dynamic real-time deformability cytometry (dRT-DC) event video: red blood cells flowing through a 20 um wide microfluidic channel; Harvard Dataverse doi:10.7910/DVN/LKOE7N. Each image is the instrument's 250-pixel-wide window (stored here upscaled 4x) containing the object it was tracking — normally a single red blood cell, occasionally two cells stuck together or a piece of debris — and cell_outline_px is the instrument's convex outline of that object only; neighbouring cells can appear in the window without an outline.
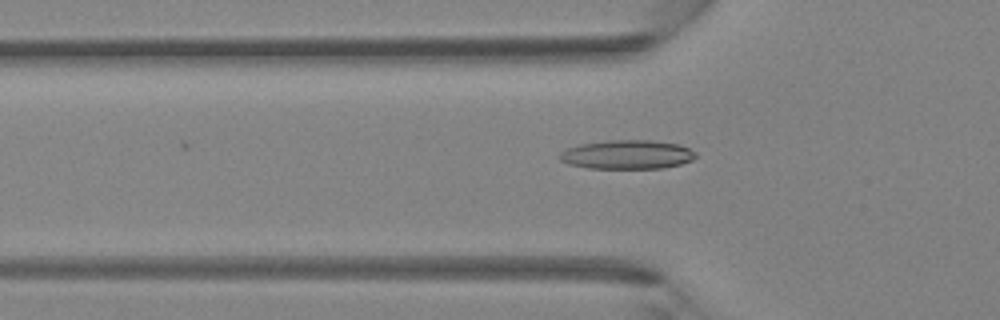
{"species": "Egyptian fruit bat (a non-hibernating species)", "species_latin": "Rousettus aegyptiacus", "temperature_condition": "room temperature", "stored_images_in_passage": 19, "camera_frame_rate_fps": 3000, "um_per_image_px": 0.085, "animal": {"sex": "female"}, "frame": {"image": 1, "passage_image": 4, "time_ms": 1.0, "image_size_px": [1000, 320], "cell_outline_px": [[696, 156], [692, 160], [680, 164], [660, 168], [588, 168], [568, 164], [560, 160], [560, 152], [564, 148], [580, 144], [608, 140], [652, 140], [676, 144], [688, 148], [696, 152]], "centroid_in_image_um": [53.27, 13.13], "position_along_channel_um": 72.5, "area_um2": 22.95}}
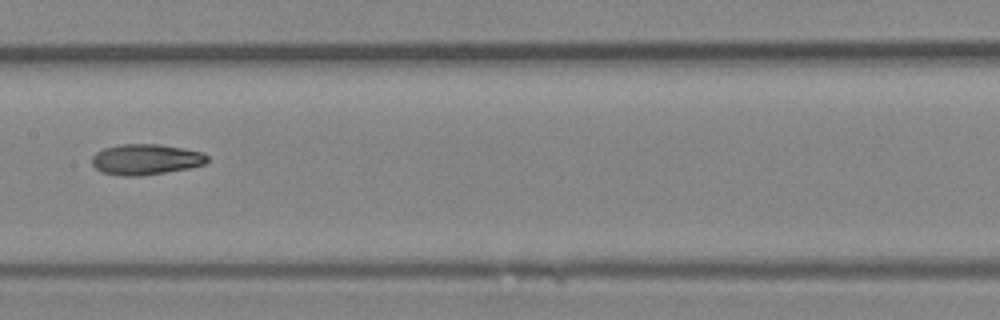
{"frame": {"image": 2, "passage_image": 12, "time_ms": 3.667, "image_size_px": [1000, 320], "cell_outline_px": [[208, 160], [204, 164], [188, 168], [140, 176], [120, 176], [104, 172], [96, 168], [92, 164], [92, 156], [96, 152], [104, 148], [120, 144], [160, 144], [184, 148], [200, 152], [208, 156]], "centroid_in_image_um": [12.37, 13.54], "position_along_channel_um": 195.0, "area_um2": 20.52}}
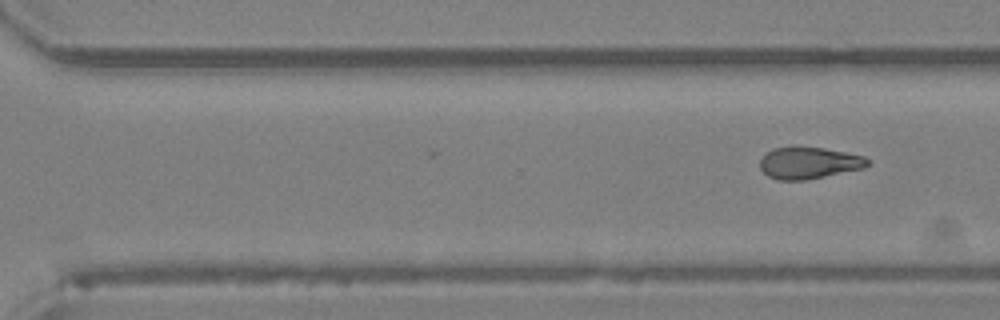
{"frame": {"image": 3, "passage_image": 19, "time_ms": 6.0, "image_size_px": [1000, 320], "cell_outline_px": [[868, 164], [864, 168], [804, 180], [776, 180], [768, 176], [760, 168], [760, 160], [772, 148], [824, 148], [864, 156], [868, 160]], "centroid_in_image_um": [68.74, 13.87], "position_along_channel_um": 301.9, "area_um2": 19.42}}